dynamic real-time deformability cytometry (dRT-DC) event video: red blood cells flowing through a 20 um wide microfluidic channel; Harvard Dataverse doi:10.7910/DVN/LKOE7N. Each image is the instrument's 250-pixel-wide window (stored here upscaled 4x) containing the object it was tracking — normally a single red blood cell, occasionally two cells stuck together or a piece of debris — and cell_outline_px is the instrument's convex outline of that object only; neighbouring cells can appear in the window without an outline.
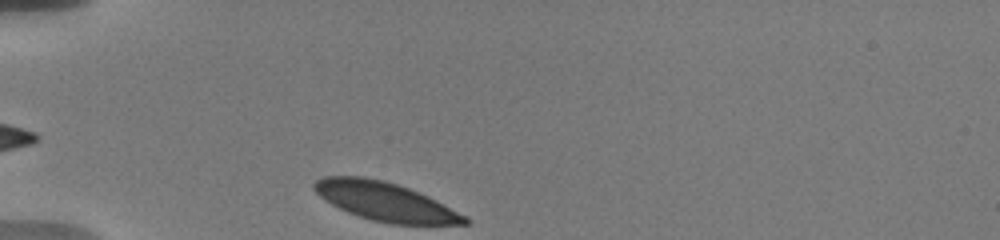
{"species": "human", "species_latin": "Homo sapiens", "temperature_condition": "warm", "stored_images_in_passage": 35, "camera_frame_rate_fps": 3000, "um_per_image_px": 0.085, "donor": {"sex": "male"}, "frame": {"image": 1, "passage_image": 1, "time_ms": 0.0, "image_size_px": [1000, 240], "cell_outline_px": [[472, 220], [468, 224], [388, 224], [372, 220], [348, 212], [324, 200], [312, 188], [312, 184], [316, 180], [324, 176], [364, 176], [384, 180], [420, 192], [468, 216]], "centroid_in_image_um": [32.76, 17.13], "position_along_channel_um": 52.2, "area_um2": 33.99}}
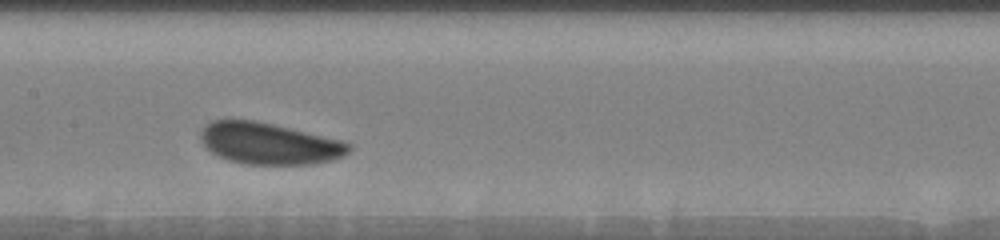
{"frame": {"image": 2, "passage_image": 14, "time_ms": 4.333, "image_size_px": [1000, 240], "cell_outline_px": [[352, 148], [344, 156], [332, 160], [312, 164], [248, 164], [228, 160], [216, 156], [200, 140], [200, 132], [212, 120], [252, 120], [272, 124], [344, 140], [352, 144]], "centroid_in_image_um": [22.92, 12.2], "position_along_channel_um": 184.5, "area_um2": 35.84}}
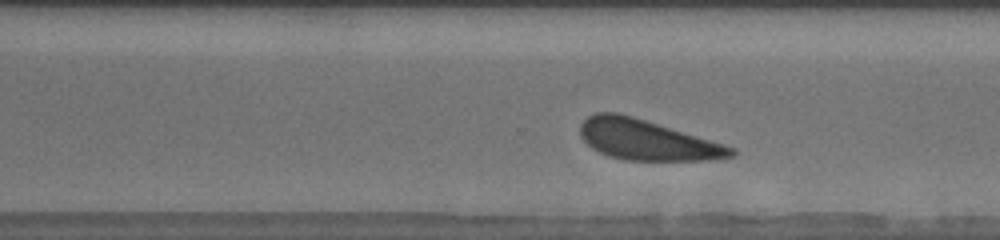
{"frame": {"image": 3, "passage_image": 25, "time_ms": 8.0, "image_size_px": [1000, 240], "cell_outline_px": [[736, 152], [732, 156], [716, 160], [624, 160], [608, 156], [592, 148], [580, 136], [580, 124], [588, 116], [596, 112], [616, 112], [632, 116], [736, 148]], "centroid_in_image_um": [54.96, 11.9], "position_along_channel_um": 315.6, "area_um2": 35.14}, "authors_computed_cell_mechanics": {"area_um2": 35.9516, "velocity_mm_per_s": 3.5827, "shape_relaxation_time_tau1_ms": 1.2127, "shape_relaxation_time_tau2_ms": null, "deformation_change_tau1": 0.0681, "deformation_change_tau2": null}}